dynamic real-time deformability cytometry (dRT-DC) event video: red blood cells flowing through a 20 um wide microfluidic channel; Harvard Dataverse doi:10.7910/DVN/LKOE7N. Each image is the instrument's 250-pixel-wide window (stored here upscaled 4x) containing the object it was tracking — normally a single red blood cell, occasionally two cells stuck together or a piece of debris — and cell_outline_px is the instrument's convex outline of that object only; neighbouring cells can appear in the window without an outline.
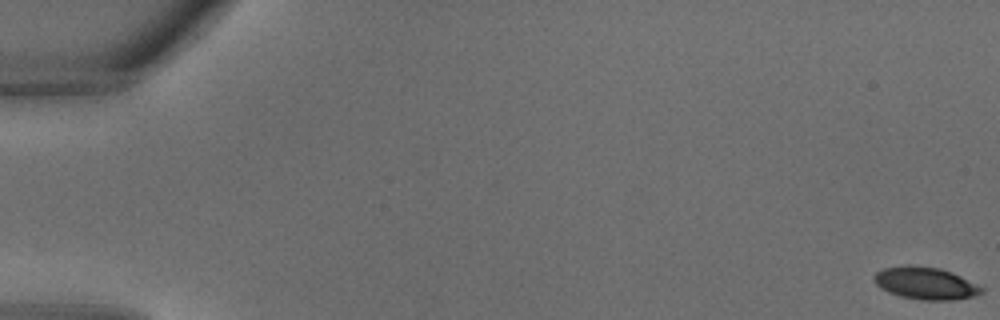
{"species": "common noctule bat (a hibernating species)", "species_latin": "Nyctalus noctula", "temperature_condition": "warm", "stored_images_in_passage": 3, "camera_frame_rate_fps": 3000, "um_per_image_px": 0.085, "animal": {"sex": "male", "body_mass_g": 18.8}, "frame": {"image": 1, "passage_image": 1, "time_ms": 0.0, "image_size_px": [1000, 320], "cell_outline_px": [[984, 292], [972, 296], [952, 300], [920, 300], [900, 296], [888, 292], [880, 288], [876, 284], [872, 276], [876, 272], [884, 268], [940, 268], [952, 272], [984, 288]], "centroid_in_image_um": [78.68, 24.12], "position_along_channel_um": 6.3, "area_um2": 19.48}}